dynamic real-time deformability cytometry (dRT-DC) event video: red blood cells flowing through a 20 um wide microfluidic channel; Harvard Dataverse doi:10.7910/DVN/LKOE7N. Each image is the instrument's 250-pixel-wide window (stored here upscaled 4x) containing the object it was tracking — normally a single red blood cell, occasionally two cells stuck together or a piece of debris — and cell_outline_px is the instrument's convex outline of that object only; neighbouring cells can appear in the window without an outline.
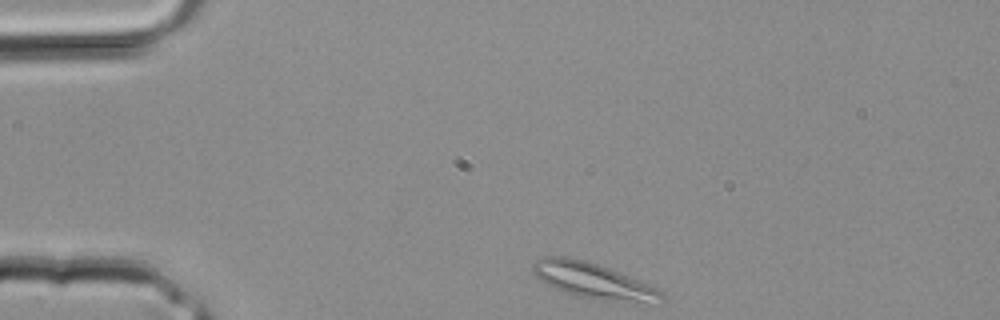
{"species": "common noctule bat (a hibernating species)", "species_latin": "Nyctalus noctula", "temperature_condition": "room temperature", "stored_images_in_passage": 2, "camera_frame_rate_fps": 3000, "um_per_image_px": 0.085, "animal": {"sex": "male", "body_mass_g": 20.4}, "frame": {"image": 1, "passage_image": 1, "time_ms": 0.0, "image_size_px": [1000, 320], "cell_outline_px": [[664, 300], [632, 304], [576, 296], [556, 288], [540, 280], [532, 272], [532, 264], [536, 260], [544, 256], [564, 256], [584, 260], [608, 268], [656, 288], [664, 292]], "centroid_in_image_um": [50.41, 23.87], "position_along_channel_um": 34.6, "area_um2": 26.47}}